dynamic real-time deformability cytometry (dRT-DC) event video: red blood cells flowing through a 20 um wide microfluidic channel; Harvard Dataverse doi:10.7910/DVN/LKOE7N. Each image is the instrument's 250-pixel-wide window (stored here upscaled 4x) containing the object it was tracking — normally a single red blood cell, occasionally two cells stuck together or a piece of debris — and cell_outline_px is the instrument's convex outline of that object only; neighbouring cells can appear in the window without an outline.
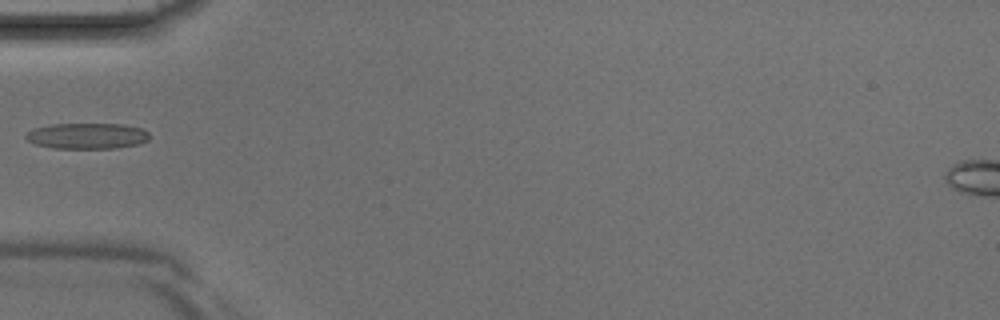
{"species": "Egyptian fruit bat (a non-hibernating species)", "species_latin": "Rousettus aegyptiacus", "temperature_condition": "room temperature", "stored_images_in_passage": 2, "camera_frame_rate_fps": 3000, "um_per_image_px": 0.085, "animal": {"sex": "male"}, "frame": {"image": 1, "passage_image": 2, "time_ms": 0.333, "image_size_px": [1000, 320], "cell_outline_px": [[148, 140], [140, 144], [116, 148], [52, 148], [36, 144], [28, 140], [24, 136], [28, 132], [36, 128], [52, 124], [124, 124], [140, 128], [148, 132]], "centroid_in_image_um": [7.43, 11.55], "position_along_channel_um": 77.6, "area_um2": 18.5}}